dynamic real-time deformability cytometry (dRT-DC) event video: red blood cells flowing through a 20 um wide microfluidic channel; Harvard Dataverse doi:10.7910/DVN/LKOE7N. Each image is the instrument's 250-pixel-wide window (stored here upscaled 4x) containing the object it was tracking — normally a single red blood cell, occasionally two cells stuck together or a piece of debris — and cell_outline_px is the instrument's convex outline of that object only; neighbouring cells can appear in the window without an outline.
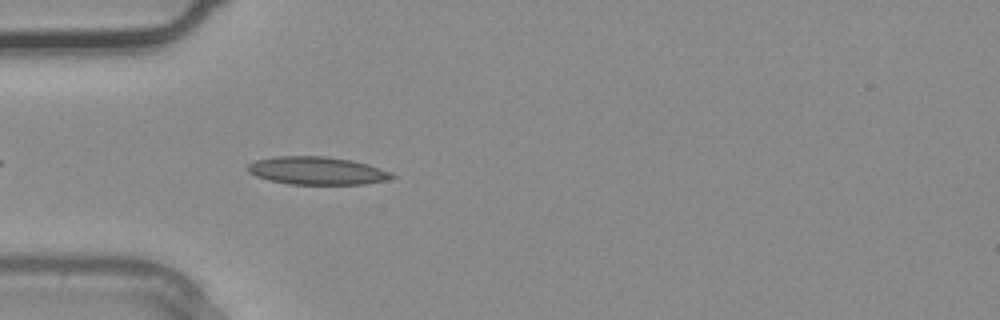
{"species": "common noctule bat (a hibernating species)", "species_latin": "Nyctalus noctula", "temperature_condition": "warm", "stored_images_in_passage": 2, "camera_frame_rate_fps": 3000, "um_per_image_px": 0.085, "animal": {"sex": "male", "body_mass_g": 20.4}, "frame": {"image": 1, "passage_image": 2, "time_ms": 0.333, "image_size_px": [1000, 320], "cell_outline_px": [[396, 176], [388, 180], [364, 184], [288, 184], [268, 180], [256, 176], [248, 172], [248, 164], [256, 160], [276, 156], [324, 156], [352, 160], [368, 164], [392, 172]], "centroid_in_image_um": [26.96, 14.51], "position_along_channel_um": 58.0, "area_um2": 23.52}}